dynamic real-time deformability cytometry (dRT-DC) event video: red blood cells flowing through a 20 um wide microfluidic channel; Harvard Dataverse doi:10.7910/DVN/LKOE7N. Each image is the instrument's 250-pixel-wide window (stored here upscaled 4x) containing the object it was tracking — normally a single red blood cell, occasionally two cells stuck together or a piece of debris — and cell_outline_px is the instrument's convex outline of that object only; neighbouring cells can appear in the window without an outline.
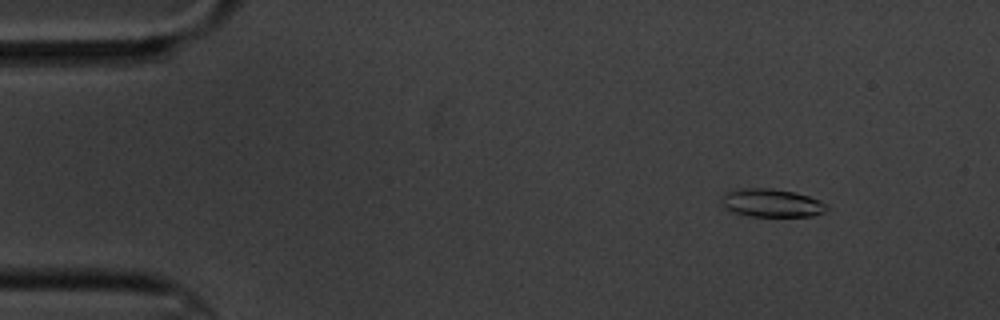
{"species": "common noctule bat (a hibernating species)", "species_latin": "Nyctalus noctula", "temperature_condition": "cold", "stored_images_in_passage": 6, "camera_frame_rate_fps": 3000, "um_per_image_px": 0.085, "animal": {"sex": "male", "body_mass_g": 20.1, "forearm_length_mm": 53.5}, "frame": {"image": 1, "passage_image": 2, "time_ms": 1.333, "image_size_px": [1000, 320], "cell_outline_px": [[828, 208], [824, 212], [812, 216], [748, 216], [724, 208], [724, 192], [740, 188], [772, 188], [792, 192], [808, 196], [820, 200], [828, 204]], "centroid_in_image_um": [65.63, 17.25], "position_along_channel_um": 19.4, "area_um2": 17.11}}
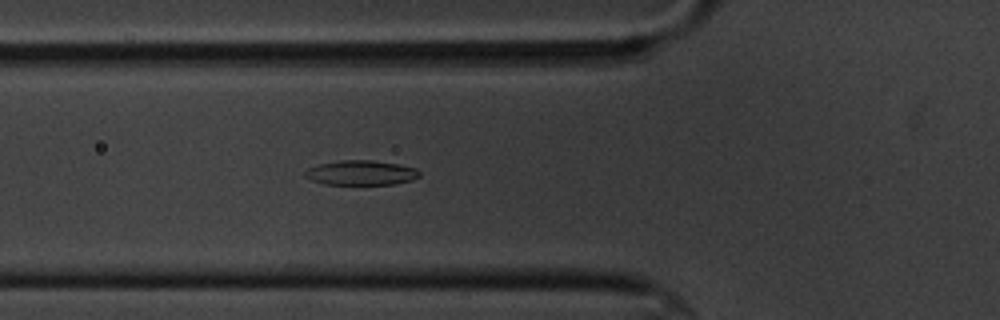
{"frame": {"image": 2, "passage_image": 6, "time_ms": 6.0, "image_size_px": [1000, 320], "cell_outline_px": [[420, 176], [412, 180], [392, 184], [324, 184], [312, 180], [304, 176], [304, 172], [308, 168], [320, 164], [340, 160], [372, 160], [396, 164], [416, 168], [420, 172]], "centroid_in_image_um": [30.68, 14.68], "position_along_channel_um": 95.1, "area_um2": 16.36}}